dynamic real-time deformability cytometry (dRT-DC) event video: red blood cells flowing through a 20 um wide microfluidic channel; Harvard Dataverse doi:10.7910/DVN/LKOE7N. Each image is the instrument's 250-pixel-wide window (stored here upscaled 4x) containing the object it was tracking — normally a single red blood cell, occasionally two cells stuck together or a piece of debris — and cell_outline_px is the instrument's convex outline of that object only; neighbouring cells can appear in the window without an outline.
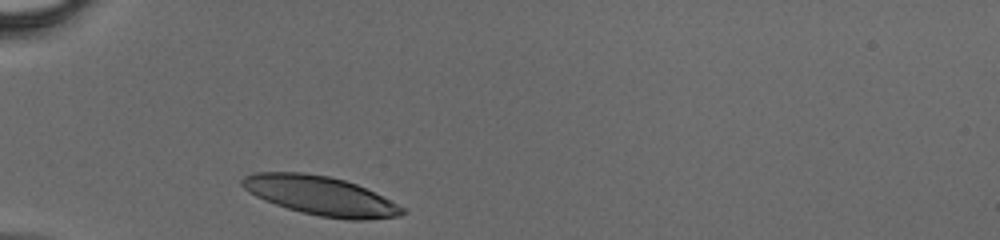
{"species": "human", "species_latin": "Homo sapiens", "temperature_condition": "cold", "stored_images_in_passage": 25, "camera_frame_rate_fps": 3000, "um_per_image_px": 0.085, "donor": {"sex": "male"}, "frame": {"image": 1, "passage_image": 1, "time_ms": 0.0, "image_size_px": [1000, 240], "cell_outline_px": [[408, 212], [400, 216], [368, 220], [348, 220], [320, 216], [288, 208], [264, 200], [248, 192], [240, 184], [240, 180], [244, 176], [256, 172], [304, 172], [328, 176], [344, 180], [356, 184], [404, 208]], "centroid_in_image_um": [27.22, 16.63], "position_along_channel_um": 57.8, "area_um2": 36.13}}
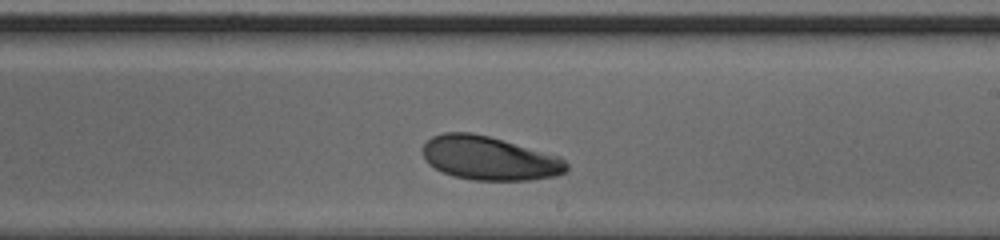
{"frame": {"image": 2, "passage_image": 15, "time_ms": 4.667, "image_size_px": [1000, 240], "cell_outline_px": [[568, 168], [564, 172], [556, 176], [528, 180], [476, 180], [456, 176], [444, 172], [428, 164], [424, 160], [420, 148], [432, 136], [444, 132], [472, 132], [488, 136], [560, 156], [568, 164]], "centroid_in_image_um": [41.56, 13.44], "position_along_channel_um": 247.4, "area_um2": 36.65}}
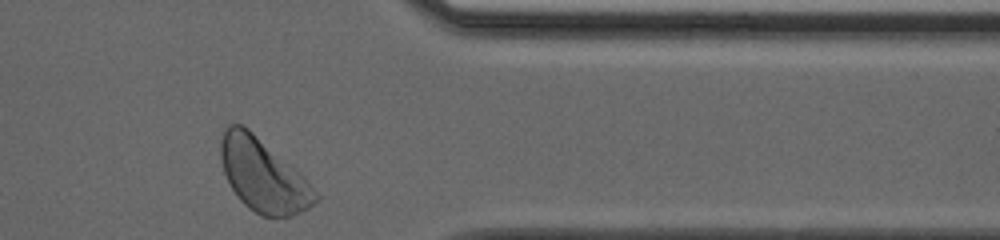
{"frame": {"image": 3, "passage_image": 25, "time_ms": 8.0, "image_size_px": [1000, 240], "cell_outline_px": [[320, 200], [308, 208], [292, 216], [260, 216], [248, 208], [240, 200], [232, 188], [224, 172], [220, 160], [220, 140], [224, 128], [228, 124], [240, 124], [248, 128], [300, 172], [304, 176], [320, 196]], "centroid_in_image_um": [22.36, 14.9], "position_along_channel_um": 389.0, "area_um2": 40.29}}